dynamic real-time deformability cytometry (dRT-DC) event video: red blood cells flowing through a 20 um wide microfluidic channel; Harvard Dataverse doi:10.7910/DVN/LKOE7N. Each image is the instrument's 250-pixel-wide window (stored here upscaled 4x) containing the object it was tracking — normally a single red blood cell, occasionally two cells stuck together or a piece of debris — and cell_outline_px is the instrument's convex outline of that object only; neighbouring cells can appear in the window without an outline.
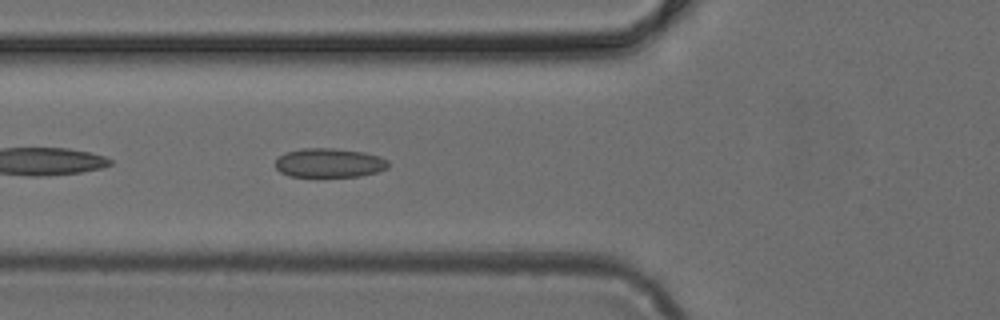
{"species": "common noctule bat (a hibernating species)", "species_latin": "Nyctalus noctula", "temperature_condition": "cold", "stored_images_in_passage": 21, "camera_frame_rate_fps": 3000, "um_per_image_px": 0.085, "animal": {"sex": "female", "body_mass_g": 24.6, "forearm_length_mm": 56.2}, "frame": {"image": 1, "passage_image": 6, "time_ms": 1.667, "image_size_px": [1000, 320], "cell_outline_px": [[388, 168], [376, 172], [360, 176], [288, 176], [280, 172], [276, 168], [276, 160], [284, 152], [300, 148], [332, 148], [364, 152], [380, 156], [388, 160]], "centroid_in_image_um": [27.98, 13.83], "position_along_channel_um": 97.8, "area_um2": 19.19}}
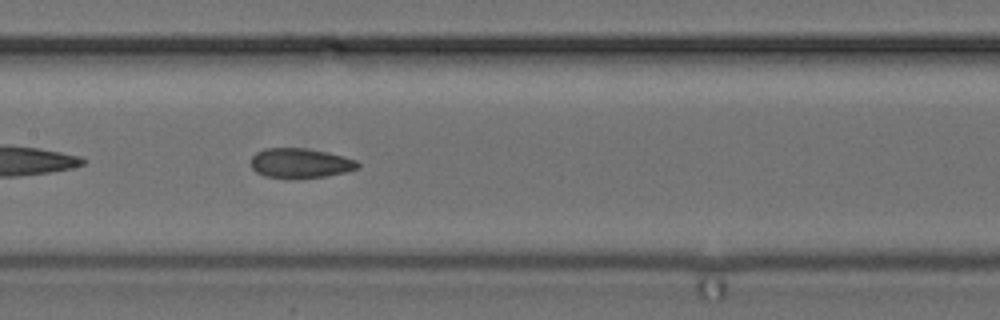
{"frame": {"image": 2, "passage_image": 12, "time_ms": 3.667, "image_size_px": [1000, 320], "cell_outline_px": [[360, 168], [344, 172], [324, 176], [264, 176], [256, 172], [252, 168], [252, 156], [256, 152], [264, 148], [304, 148], [328, 152], [344, 156], [356, 160], [360, 164]], "centroid_in_image_um": [25.54, 13.82], "position_along_channel_um": 181.9, "area_um2": 17.98}}
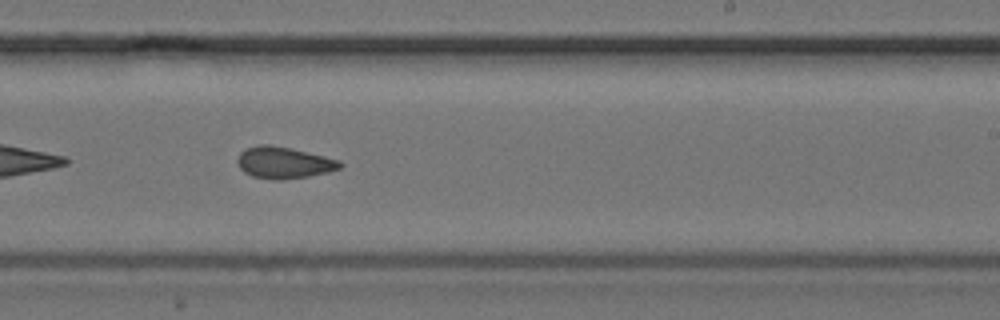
{"frame": {"image": 3, "passage_image": 18, "time_ms": 5.667, "image_size_px": [1000, 320], "cell_outline_px": [[344, 164], [340, 168], [328, 172], [308, 176], [280, 180], [272, 180], [252, 176], [244, 172], [240, 168], [236, 160], [240, 152], [244, 148], [256, 144], [268, 144], [292, 148], [340, 160]], "centroid_in_image_um": [24.1, 13.81], "position_along_channel_um": 264.9, "area_um2": 19.13}}